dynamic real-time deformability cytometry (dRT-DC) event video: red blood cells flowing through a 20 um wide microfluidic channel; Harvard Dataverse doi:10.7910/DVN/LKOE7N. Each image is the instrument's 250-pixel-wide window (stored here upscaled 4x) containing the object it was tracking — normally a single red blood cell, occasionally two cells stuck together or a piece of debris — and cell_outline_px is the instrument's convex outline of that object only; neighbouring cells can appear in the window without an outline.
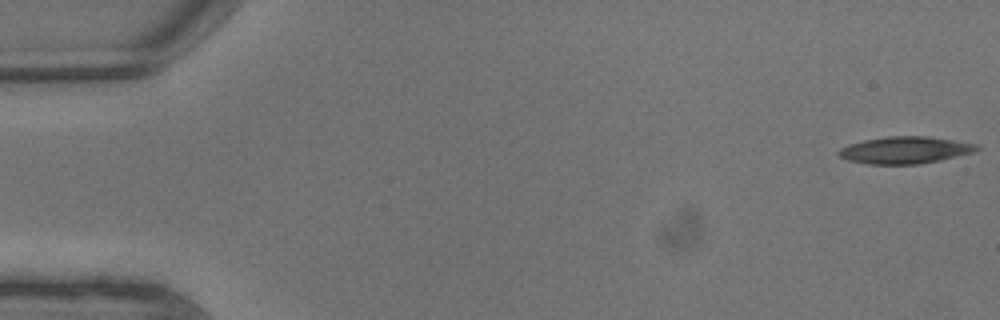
{"species": "common noctule bat (a hibernating species)", "species_latin": "Nyctalus noctula", "temperature_condition": "warm", "stored_images_in_passage": 10, "camera_frame_rate_fps": 3000, "um_per_image_px": 0.085, "animal": {"sex": "male", "body_mass_g": 13.3}, "frame": {"image": 1, "passage_image": 1, "time_ms": 0.0, "image_size_px": [1000, 320], "cell_outline_px": [[980, 148], [972, 152], [940, 160], [920, 164], [868, 164], [848, 160], [840, 156], [836, 152], [840, 148], [848, 144], [864, 140], [888, 136], [928, 136], [976, 144]], "centroid_in_image_um": [76.88, 12.75], "position_along_channel_um": 8.1, "area_um2": 21.56}}
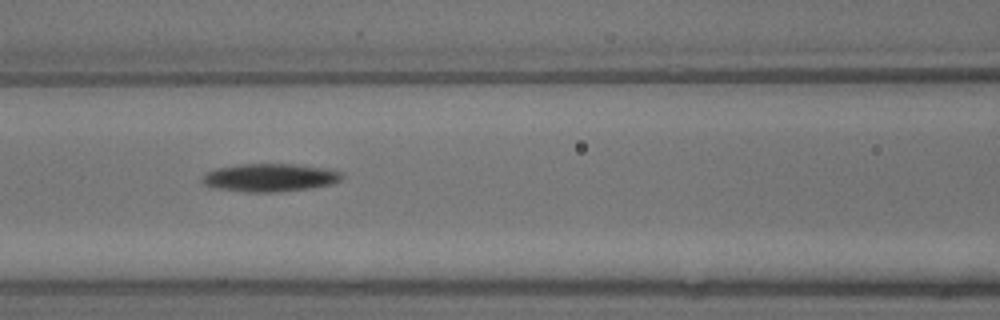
{"frame": {"image": 2, "passage_image": 9, "time_ms": 2.667, "image_size_px": [1000, 320], "cell_outline_px": [[344, 176], [340, 180], [332, 184], [312, 188], [276, 192], [248, 192], [216, 188], [204, 184], [200, 180], [204, 172], [216, 168], [240, 164], [292, 164], [332, 168], [340, 172]], "centroid_in_image_um": [22.95, 15.09], "position_along_channel_um": 143.7, "area_um2": 23.06}}
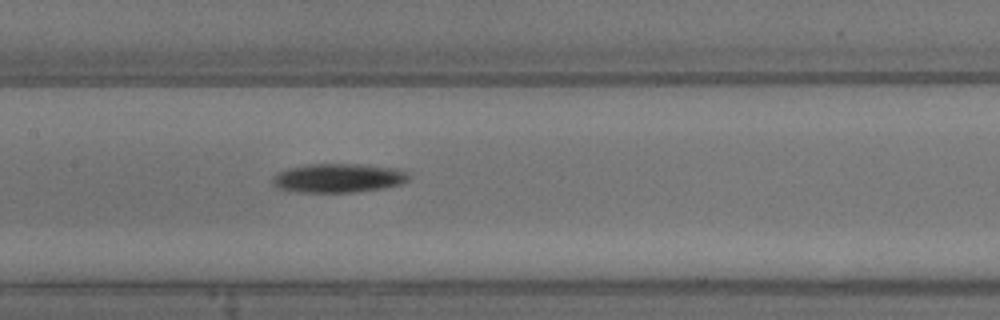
{"frame": {"image": 3, "passage_image": 10, "time_ms": 3.0, "image_size_px": [1000, 320], "cell_outline_px": [[412, 176], [408, 180], [400, 184], [384, 188], [352, 192], [300, 192], [276, 188], [272, 184], [272, 176], [288, 168], [304, 164], [364, 164], [408, 168]], "centroid_in_image_um": [28.85, 15.11], "position_along_channel_um": 178.5, "area_um2": 23.64}}